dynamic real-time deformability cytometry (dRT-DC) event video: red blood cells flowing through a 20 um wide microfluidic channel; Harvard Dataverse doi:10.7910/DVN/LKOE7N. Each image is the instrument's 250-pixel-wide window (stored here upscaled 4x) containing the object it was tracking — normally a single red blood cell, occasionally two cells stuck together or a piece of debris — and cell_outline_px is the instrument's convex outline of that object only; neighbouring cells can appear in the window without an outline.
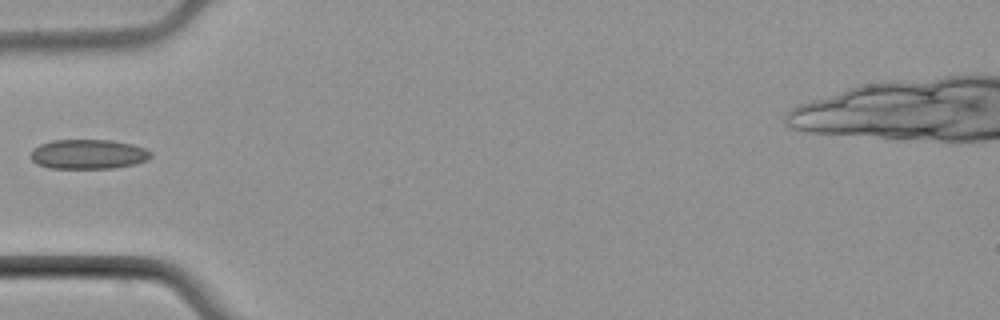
{"species": "common noctule bat (a hibernating species)", "species_latin": "Nyctalus noctula", "temperature_condition": "cold", "stored_images_in_passage": 2, "camera_frame_rate_fps": 3000, "um_per_image_px": 0.085, "animal": {"sex": "male", "body_mass_g": 21.5, "forearm_length_mm": 52.0}, "frame": {"image": 1, "passage_image": 2, "time_ms": 1.0, "image_size_px": [1000, 320], "cell_outline_px": [[152, 156], [136, 164], [112, 168], [48, 168], [36, 164], [28, 156], [32, 148], [40, 144], [52, 140], [112, 140], [132, 144], [144, 148], [152, 152]], "centroid_in_image_um": [7.45, 13.1], "position_along_channel_um": 77.6, "area_um2": 20.92}}